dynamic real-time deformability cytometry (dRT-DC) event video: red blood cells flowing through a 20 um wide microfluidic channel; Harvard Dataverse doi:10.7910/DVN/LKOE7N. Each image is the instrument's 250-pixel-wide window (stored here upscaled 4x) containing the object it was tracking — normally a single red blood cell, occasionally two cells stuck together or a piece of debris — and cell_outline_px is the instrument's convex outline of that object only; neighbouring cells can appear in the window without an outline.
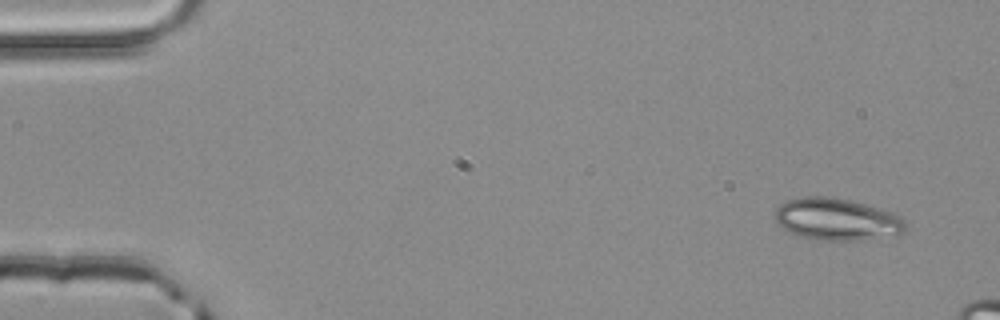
{"species": "common noctule bat (a hibernating species)", "species_latin": "Nyctalus noctula", "temperature_condition": "room temperature", "stored_images_in_passage": 3, "camera_frame_rate_fps": 3000, "um_per_image_px": 0.085, "animal": {"sex": "male", "body_mass_g": 20.4}, "frame": {"image": 1, "passage_image": 1, "time_ms": 0.0, "image_size_px": [1000, 320], "cell_outline_px": [[904, 232], [864, 240], [824, 240], [796, 236], [784, 228], [776, 220], [776, 208], [780, 204], [788, 200], [804, 196], [828, 196], [852, 200], [892, 212], [904, 216]], "centroid_in_image_um": [71.13, 18.62], "position_along_channel_um": 13.9, "area_um2": 31.85}}